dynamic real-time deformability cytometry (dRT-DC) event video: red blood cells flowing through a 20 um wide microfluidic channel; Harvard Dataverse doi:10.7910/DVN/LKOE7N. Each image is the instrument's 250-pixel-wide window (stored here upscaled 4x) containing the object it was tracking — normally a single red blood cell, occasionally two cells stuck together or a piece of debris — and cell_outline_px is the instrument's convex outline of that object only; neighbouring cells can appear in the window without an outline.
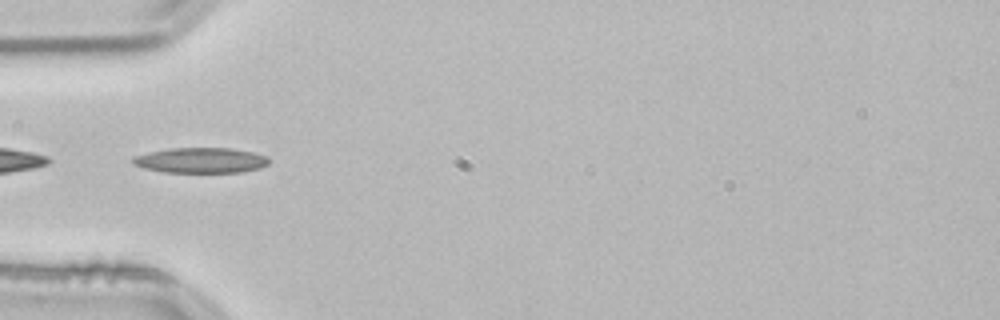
{"species": "common noctule bat (a hibernating species)", "species_latin": "Nyctalus noctula", "temperature_condition": "room temperature", "stored_images_in_passage": 37, "camera_frame_rate_fps": 3000, "um_per_image_px": 0.085, "animal": {"sex": "male", "body_mass_g": 21.5, "forearm_length_mm": 52.0}, "frame": {"image": 1, "passage_image": 16, "time_ms": 5.0, "image_size_px": [1000, 320], "cell_outline_px": [[272, 160], [268, 164], [260, 168], [244, 172], [164, 172], [144, 168], [132, 164], [132, 156], [148, 152], [172, 148], [232, 148], [252, 152], [268, 156]], "centroid_in_image_um": [17.09, 13.62], "position_along_channel_um": 67.9, "area_um2": 20.29}}
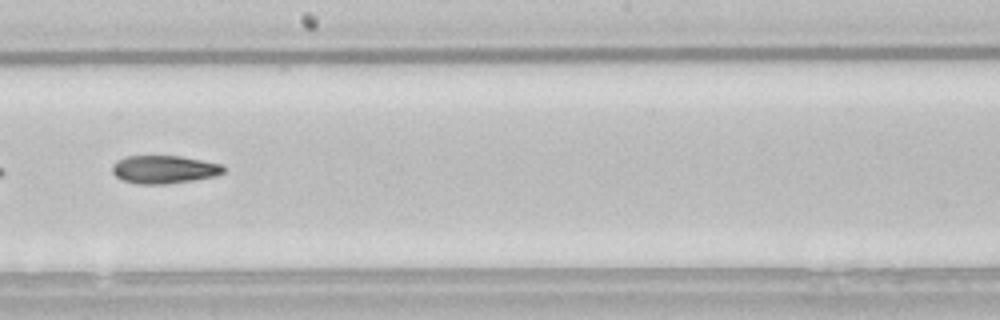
{"frame": {"image": 2, "passage_image": 29, "time_ms": 9.333, "image_size_px": [1000, 320], "cell_outline_px": [[224, 172], [212, 176], [192, 180], [164, 184], [136, 184], [124, 180], [116, 176], [112, 172], [112, 164], [124, 156], [180, 156], [224, 164]], "centroid_in_image_um": [13.93, 14.39], "position_along_channel_um": 234.3, "area_um2": 18.09}}